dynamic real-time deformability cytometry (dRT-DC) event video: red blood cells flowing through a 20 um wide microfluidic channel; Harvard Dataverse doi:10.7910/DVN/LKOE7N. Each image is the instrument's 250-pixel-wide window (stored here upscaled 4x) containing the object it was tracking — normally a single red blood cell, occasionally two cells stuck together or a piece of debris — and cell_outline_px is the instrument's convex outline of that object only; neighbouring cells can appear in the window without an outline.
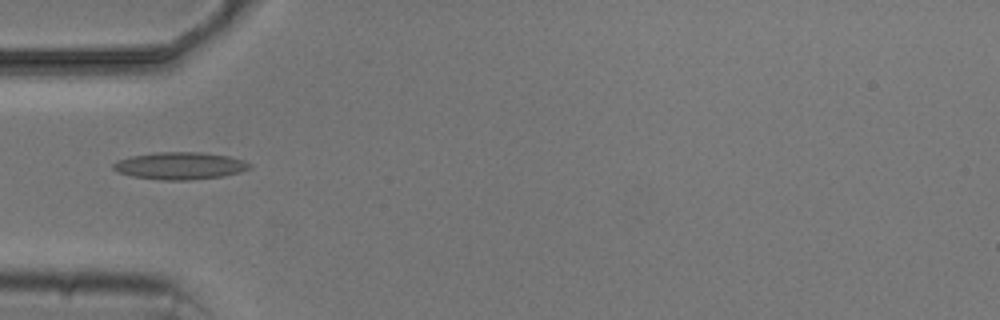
{"species": "common noctule bat (a hibernating species)", "species_latin": "Nyctalus noctula", "temperature_condition": "cold", "stored_images_in_passage": 1, "camera_frame_rate_fps": 3000, "um_per_image_px": 0.085, "animal": {"sex": "male", "body_mass_g": 20.5, "forearm_length_mm": 52.5}, "frame": {"image": 1, "passage_image": 1, "time_ms": 0.0, "image_size_px": [1000, 320], "cell_outline_px": [[252, 168], [240, 172], [224, 176], [188, 180], [164, 180], [132, 176], [116, 172], [112, 168], [112, 164], [116, 160], [132, 156], [156, 152], [204, 152], [228, 156], [244, 160], [252, 164]], "centroid_in_image_um": [15.3, 14.09], "position_along_channel_um": 69.7, "area_um2": 21.85}}